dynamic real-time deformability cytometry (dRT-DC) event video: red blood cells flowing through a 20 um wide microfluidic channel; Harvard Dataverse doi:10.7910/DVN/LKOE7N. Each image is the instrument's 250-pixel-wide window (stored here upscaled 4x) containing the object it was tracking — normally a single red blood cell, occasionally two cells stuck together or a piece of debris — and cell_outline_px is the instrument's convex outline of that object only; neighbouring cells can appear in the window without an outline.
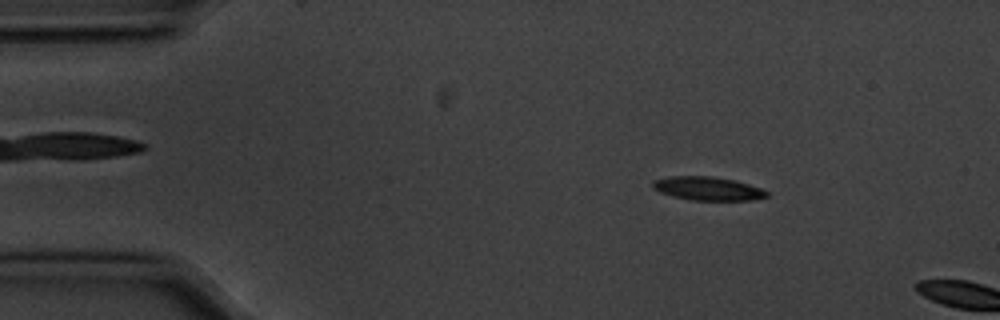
{"species": "common noctule bat (a hibernating species)", "species_latin": "Nyctalus noctula", "temperature_condition": "cold", "stored_images_in_passage": 11, "camera_frame_rate_fps": 3000, "um_per_image_px": 0.085, "animal": {"sex": "male", "body_mass_g": 20.1, "forearm_length_mm": 53.5}, "frame": {"image": 1, "passage_image": 8, "time_ms": 2.333, "image_size_px": [1000, 320], "cell_outline_px": [[768, 196], [752, 200], [692, 200], [672, 196], [660, 192], [652, 188], [652, 180], [668, 176], [712, 176], [736, 180], [760, 188], [768, 192]], "centroid_in_image_um": [60.12, 16.02], "position_along_channel_um": 24.9, "area_um2": 15.72}}